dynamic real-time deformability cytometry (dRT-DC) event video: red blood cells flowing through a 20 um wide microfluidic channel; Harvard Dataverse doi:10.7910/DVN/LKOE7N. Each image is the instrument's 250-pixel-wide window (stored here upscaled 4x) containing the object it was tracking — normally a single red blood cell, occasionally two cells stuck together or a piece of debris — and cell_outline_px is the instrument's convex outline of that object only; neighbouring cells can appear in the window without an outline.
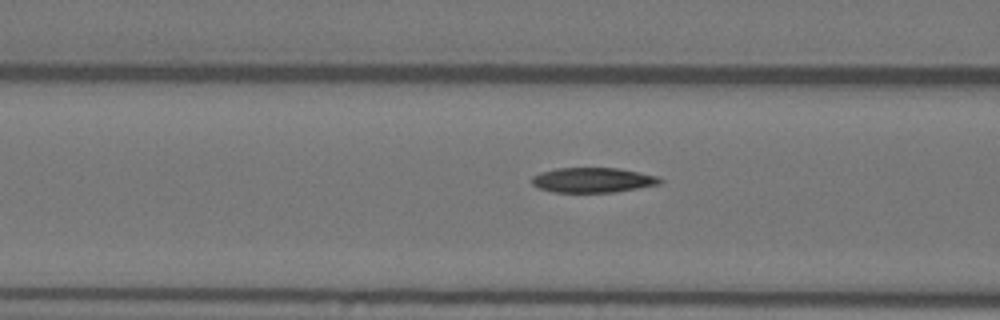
{"species": "Egyptian fruit bat (a non-hibernating species)", "species_latin": "Rousettus aegyptiacus", "temperature_condition": "warm", "stored_images_in_passage": 56, "camera_frame_rate_fps": 3000, "um_per_image_px": 0.085, "animal": {"sex": "female"}, "frame": {"image": 1, "passage_image": 22, "time_ms": 7.0, "image_size_px": [1000, 320], "cell_outline_px": [[664, 180], [660, 184], [612, 192], [552, 192], [540, 188], [532, 184], [532, 176], [540, 172], [556, 168], [620, 168], [656, 176]], "centroid_in_image_um": [50.36, 15.3], "position_along_channel_um": 116.2, "area_um2": 18.5}}
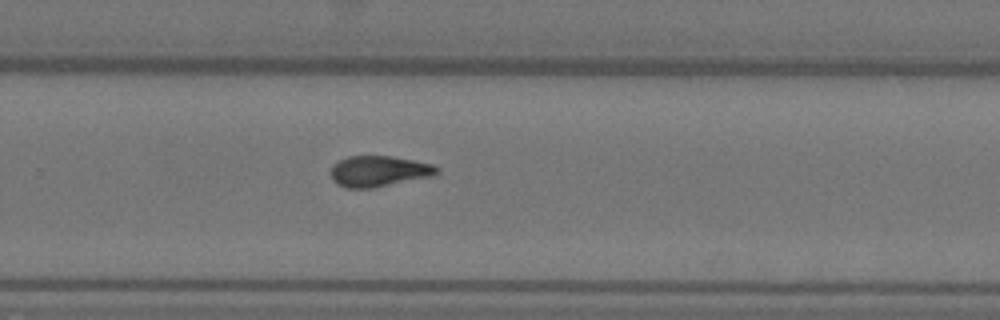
{"frame": {"image": 2, "passage_image": 37, "time_ms": 12.0, "image_size_px": [1000, 320], "cell_outline_px": [[440, 172], [436, 176], [372, 188], [348, 188], [336, 184], [332, 180], [332, 164], [348, 156], [388, 156], [412, 160], [432, 164], [440, 168]], "centroid_in_image_um": [32.24, 14.56], "position_along_channel_um": 297.6, "area_um2": 19.19}}
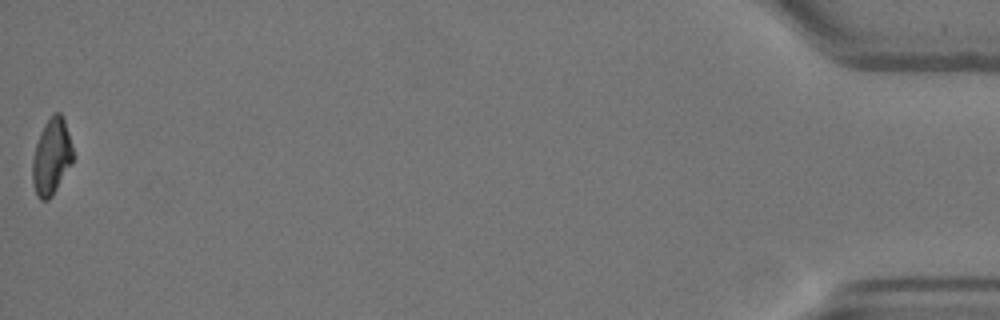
{"frame": {"image": 3, "passage_image": 56, "time_ms": 18.333, "image_size_px": [1000, 320], "cell_outline_px": [[72, 164], [52, 196], [48, 200], [40, 200], [36, 196], [32, 180], [32, 160], [36, 144], [40, 132], [44, 124], [52, 112], [60, 112], [64, 120], [68, 132], [72, 148]], "centroid_in_image_um": [4.36, 13.33], "position_along_channel_um": 430.8, "area_um2": 18.03}, "authors_computed_cell_mechanics": {"area_um2": 18.8139, "velocity_mm_per_s": 3.6395, "shape_relaxation_time_tau1_ms": null, "shape_relaxation_time_tau2_ms": 4.0062, "deformation_change_tau1": null, "deformation_change_tau2": 0.1132}}